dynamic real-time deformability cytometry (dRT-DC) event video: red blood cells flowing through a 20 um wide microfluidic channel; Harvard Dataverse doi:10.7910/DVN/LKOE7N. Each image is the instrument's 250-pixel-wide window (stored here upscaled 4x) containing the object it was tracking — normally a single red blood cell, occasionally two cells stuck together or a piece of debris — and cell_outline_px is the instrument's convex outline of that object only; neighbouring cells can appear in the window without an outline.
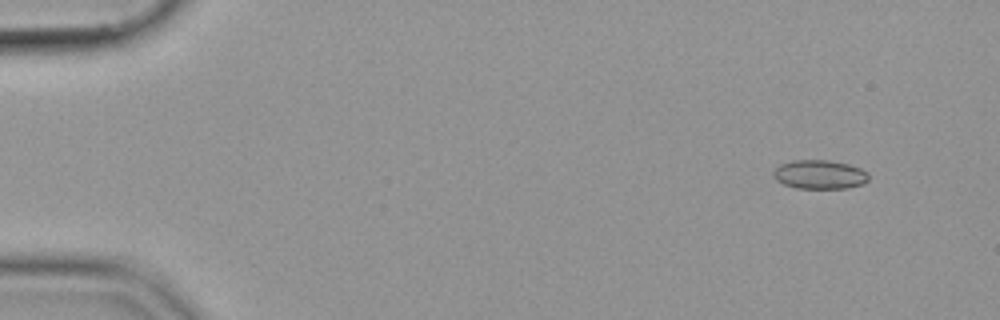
{"species": "common noctule bat (a hibernating species)", "species_latin": "Nyctalus noctula", "temperature_condition": "cold", "stored_images_in_passage": 51, "camera_frame_rate_fps": 3000, "um_per_image_px": 0.085, "animal": {"sex": "female", "body_mass_g": 19.9}, "frame": {"image": 1, "passage_image": 1, "time_ms": 0.0, "image_size_px": [1000, 320], "cell_outline_px": [[868, 180], [864, 184], [848, 188], [796, 188], [784, 184], [776, 180], [772, 176], [772, 172], [780, 164], [792, 160], [828, 160], [848, 164], [860, 168], [868, 172]], "centroid_in_image_um": [69.66, 14.83], "position_along_channel_um": 15.3, "area_um2": 16.18}}
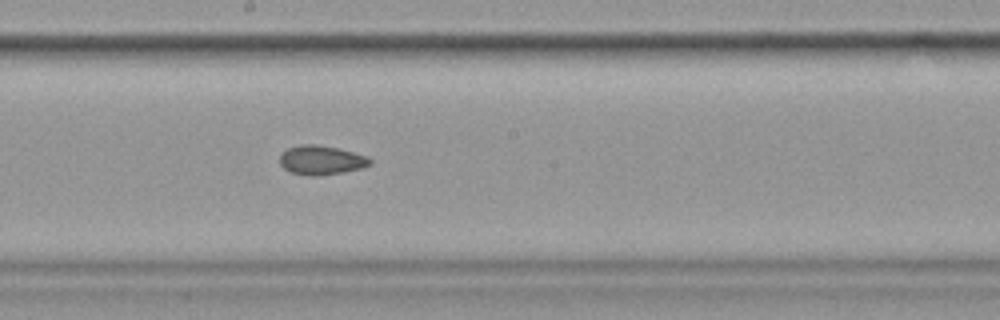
{"frame": {"image": 2, "passage_image": 27, "time_ms": 8.667, "image_size_px": [1000, 320], "cell_outline_px": [[372, 164], [360, 168], [340, 172], [316, 176], [308, 176], [292, 172], [284, 168], [280, 164], [280, 152], [288, 148], [300, 144], [316, 144], [340, 148], [368, 156], [372, 160]], "centroid_in_image_um": [27.3, 13.59], "position_along_channel_um": 220.9, "area_um2": 15.43}}
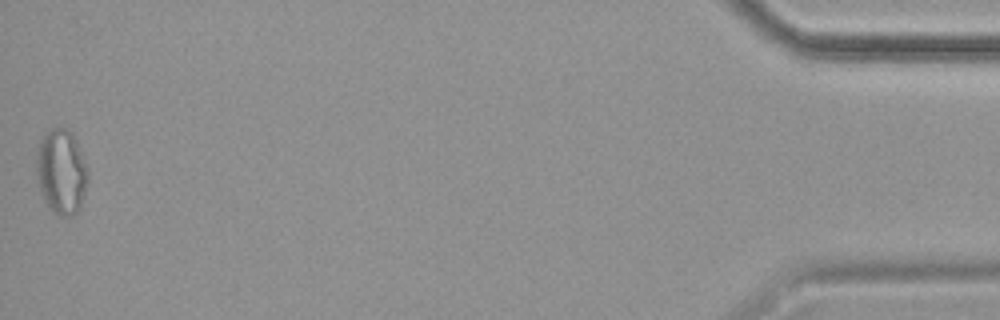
{"frame": {"image": 3, "passage_image": 51, "time_ms": 16.667, "image_size_px": [1000, 320], "cell_outline_px": [[88, 184], [80, 208], [72, 216], [60, 216], [52, 212], [48, 208], [40, 192], [36, 180], [36, 156], [40, 140], [44, 132], [48, 128], [64, 128], [72, 132], [76, 140], [88, 168]], "centroid_in_image_um": [5.2, 14.6], "position_along_channel_um": 430.0, "area_um2": 26.13}}